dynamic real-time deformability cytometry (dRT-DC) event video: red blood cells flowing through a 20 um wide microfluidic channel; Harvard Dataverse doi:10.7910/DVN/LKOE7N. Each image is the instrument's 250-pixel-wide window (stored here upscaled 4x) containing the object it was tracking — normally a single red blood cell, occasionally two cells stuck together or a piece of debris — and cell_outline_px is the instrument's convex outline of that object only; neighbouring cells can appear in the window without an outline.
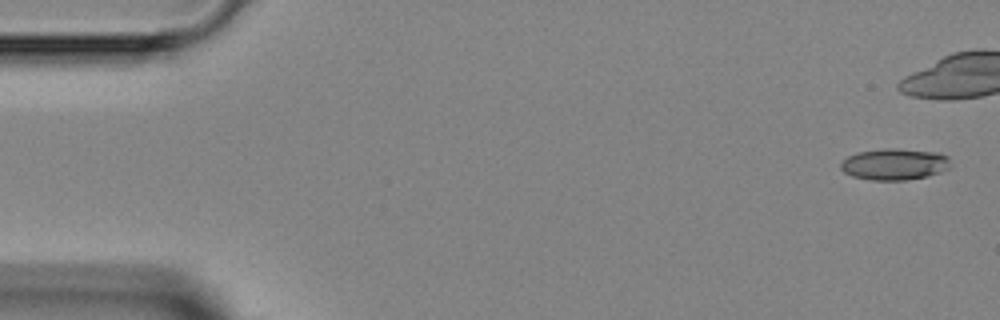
{"species": "Egyptian fruit bat (a non-hibernating species)", "species_latin": "Rousettus aegyptiacus", "temperature_condition": "room temperature", "stored_images_in_passage": 2, "camera_frame_rate_fps": 3000, "um_per_image_px": 0.085, "animal": {"sex": "female"}, "frame": {"image": 1, "passage_image": 2, "time_ms": 4.333, "image_size_px": [1000, 320], "cell_outline_px": [[948, 168], [940, 172], [928, 176], [908, 180], [872, 180], [852, 176], [844, 172], [840, 168], [840, 164], [848, 156], [856, 152], [884, 148], [896, 148], [940, 152], [948, 156]], "centroid_in_image_um": [76.02, 13.95], "position_along_channel_um": 9.0, "area_um2": 20.23}}